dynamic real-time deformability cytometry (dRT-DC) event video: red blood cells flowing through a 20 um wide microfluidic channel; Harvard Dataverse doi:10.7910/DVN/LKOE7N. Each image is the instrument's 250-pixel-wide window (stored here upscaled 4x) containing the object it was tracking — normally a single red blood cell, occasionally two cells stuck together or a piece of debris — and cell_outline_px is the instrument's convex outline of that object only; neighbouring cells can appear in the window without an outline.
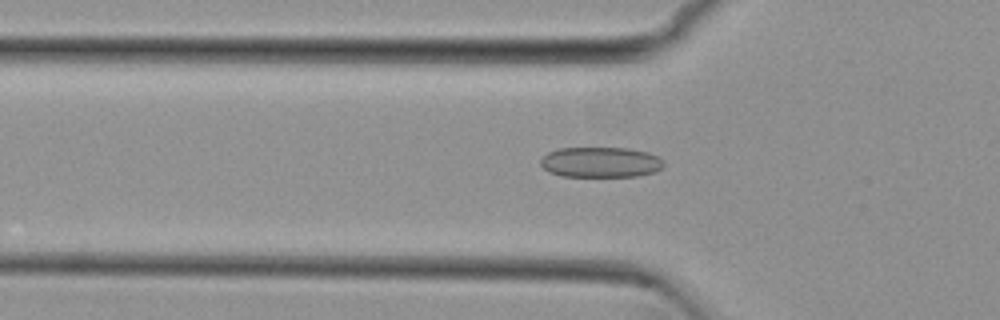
{"species": "common noctule bat (a hibernating species)", "species_latin": "Nyctalus noctula", "temperature_condition": "cold", "stored_images_in_passage": 53, "camera_frame_rate_fps": 3000, "um_per_image_px": 0.085, "animal": {"sex": "female", "body_mass_g": 29.2, "forearm_length_mm": 56.3}, "frame": {"image": 1, "passage_image": 17, "time_ms": 5.333, "image_size_px": [1000, 320], "cell_outline_px": [[664, 168], [656, 172], [636, 176], [560, 176], [548, 172], [540, 164], [540, 160], [548, 152], [560, 148], [628, 148], [648, 152], [664, 160]], "centroid_in_image_um": [51.07, 13.79], "position_along_channel_um": 74.7, "area_um2": 21.96}}
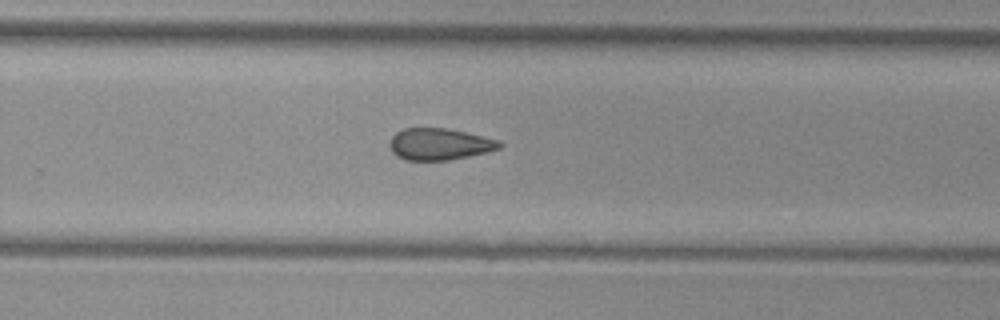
{"frame": {"image": 2, "passage_image": 34, "time_ms": 11.0, "image_size_px": [1000, 320], "cell_outline_px": [[504, 144], [500, 148], [488, 152], [448, 160], [404, 160], [396, 156], [392, 152], [388, 144], [392, 136], [396, 132], [404, 128], [444, 128], [464, 132], [500, 140]], "centroid_in_image_um": [37.34, 12.26], "position_along_channel_um": 292.5, "area_um2": 20.35}}
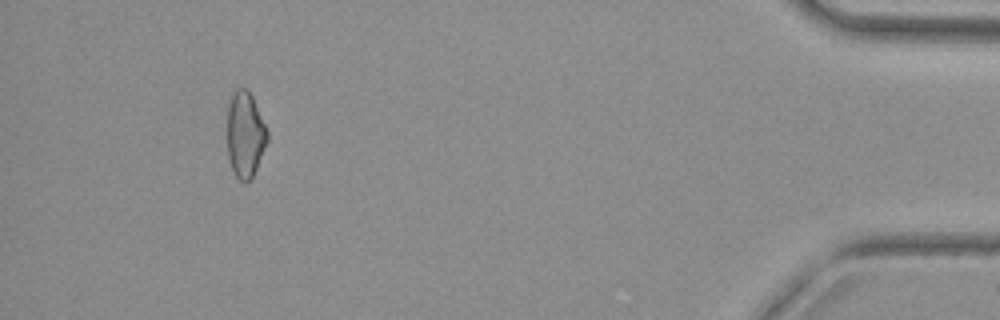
{"frame": {"image": 3, "passage_image": 49, "time_ms": 16.0, "image_size_px": [1000, 320], "cell_outline_px": [[268, 140], [256, 168], [252, 176], [244, 184], [236, 176], [232, 168], [228, 156], [228, 104], [232, 92], [236, 88], [248, 88], [252, 96], [268, 132]], "centroid_in_image_um": [20.83, 11.4], "position_along_channel_um": 414.4, "area_um2": 19.88}, "authors_computed_cell_mechanics": {"area_um2": 21.386, "velocity_mm_per_s": 3.833, "shape_relaxation_time_tau1_ms": null, "shape_relaxation_time_tau2_ms": 4.859, "deformation_change_tau1": null, "deformation_change_tau2": 0.1245}}